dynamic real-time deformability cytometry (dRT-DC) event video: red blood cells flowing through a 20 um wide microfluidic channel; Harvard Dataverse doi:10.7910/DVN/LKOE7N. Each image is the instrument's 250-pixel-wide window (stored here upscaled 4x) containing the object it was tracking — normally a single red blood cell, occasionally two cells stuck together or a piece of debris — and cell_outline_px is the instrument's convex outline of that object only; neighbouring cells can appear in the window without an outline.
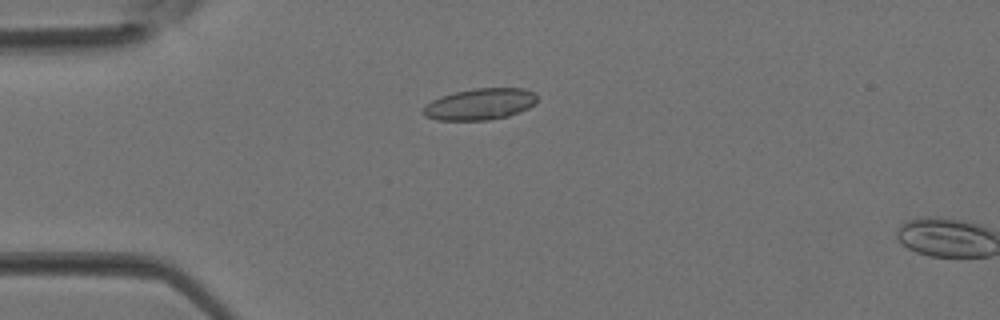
{"species": "Egyptian fruit bat (a non-hibernating species)", "species_latin": "Rousettus aegyptiacus", "temperature_condition": "room temperature", "stored_images_in_passage": 11, "camera_frame_rate_fps": 3000, "um_per_image_px": 0.085, "animal": {"sex": "female"}, "frame": {"image": 1, "passage_image": 10, "time_ms": 3.0, "image_size_px": [1000, 320], "cell_outline_px": [[536, 104], [520, 112], [508, 116], [488, 120], [436, 120], [424, 116], [420, 112], [432, 100], [440, 96], [472, 88], [524, 88], [536, 92]], "centroid_in_image_um": [40.81, 8.85], "position_along_channel_um": 44.2, "area_um2": 21.04}}